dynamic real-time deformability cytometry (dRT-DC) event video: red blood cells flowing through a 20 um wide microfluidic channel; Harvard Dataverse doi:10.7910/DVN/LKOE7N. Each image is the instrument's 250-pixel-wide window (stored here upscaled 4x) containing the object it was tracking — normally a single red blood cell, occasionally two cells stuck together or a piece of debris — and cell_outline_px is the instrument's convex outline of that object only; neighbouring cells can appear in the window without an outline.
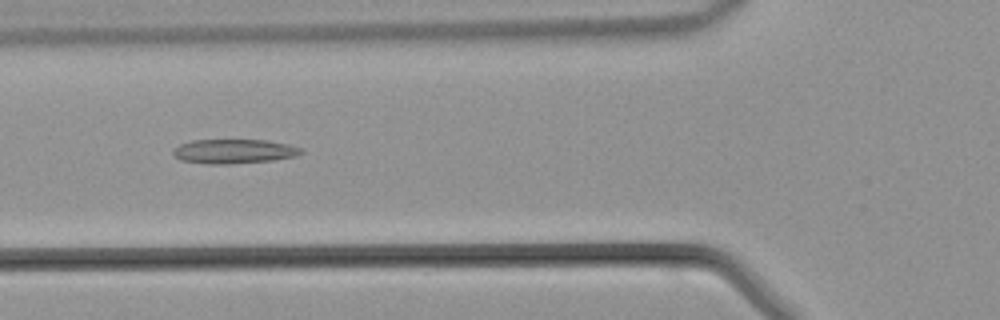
{"species": "common noctule bat (a hibernating species)", "species_latin": "Nyctalus noctula", "temperature_condition": "warm", "stored_images_in_passage": 44, "camera_frame_rate_fps": 3000, "um_per_image_px": 0.085, "animal": {"sex": "male", "body_mass_g": 21.5, "forearm_length_mm": 52.0}, "frame": {"image": 1, "passage_image": 15, "time_ms": 4.667, "image_size_px": [1000, 320], "cell_outline_px": [[304, 152], [296, 156], [272, 160], [228, 164], [208, 164], [180, 160], [172, 152], [180, 144], [192, 140], [264, 140], [288, 144], [300, 148]], "centroid_in_image_um": [19.88, 12.86], "position_along_channel_um": 105.9, "area_um2": 17.98}}
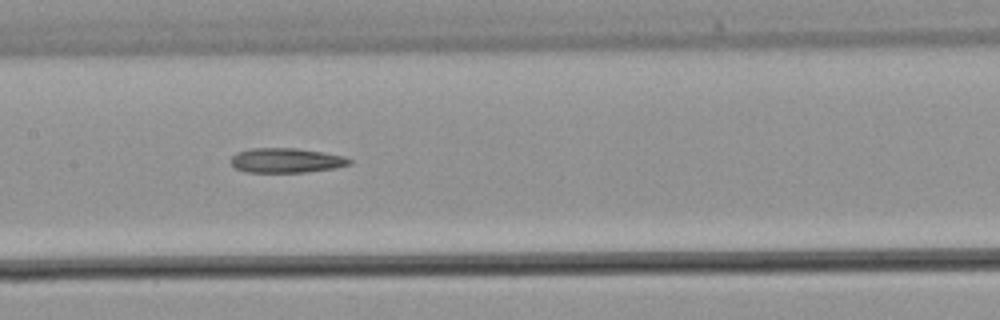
{"frame": {"image": 2, "passage_image": 20, "time_ms": 6.333, "image_size_px": [1000, 320], "cell_outline_px": [[352, 164], [336, 168], [304, 172], [244, 172], [236, 168], [232, 164], [232, 156], [236, 152], [252, 148], [296, 148], [324, 152], [344, 156], [352, 160]], "centroid_in_image_um": [24.36, 13.63], "position_along_channel_um": 183.0, "area_um2": 17.11}}
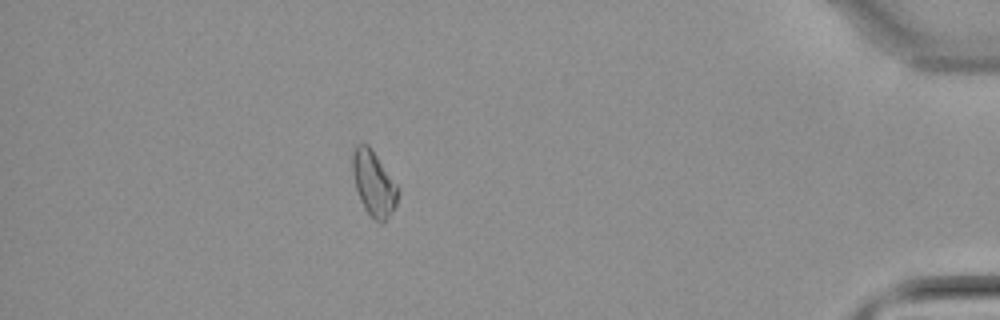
{"frame": {"image": 3, "passage_image": 38, "time_ms": 12.333, "image_size_px": [1000, 320], "cell_outline_px": [[400, 188], [396, 204], [392, 212], [380, 224], [364, 208], [360, 200], [356, 188], [352, 168], [352, 152], [356, 144], [368, 144], [372, 148]], "centroid_in_image_um": [31.77, 15.55], "position_along_channel_um": 403.4, "area_um2": 17.22}}